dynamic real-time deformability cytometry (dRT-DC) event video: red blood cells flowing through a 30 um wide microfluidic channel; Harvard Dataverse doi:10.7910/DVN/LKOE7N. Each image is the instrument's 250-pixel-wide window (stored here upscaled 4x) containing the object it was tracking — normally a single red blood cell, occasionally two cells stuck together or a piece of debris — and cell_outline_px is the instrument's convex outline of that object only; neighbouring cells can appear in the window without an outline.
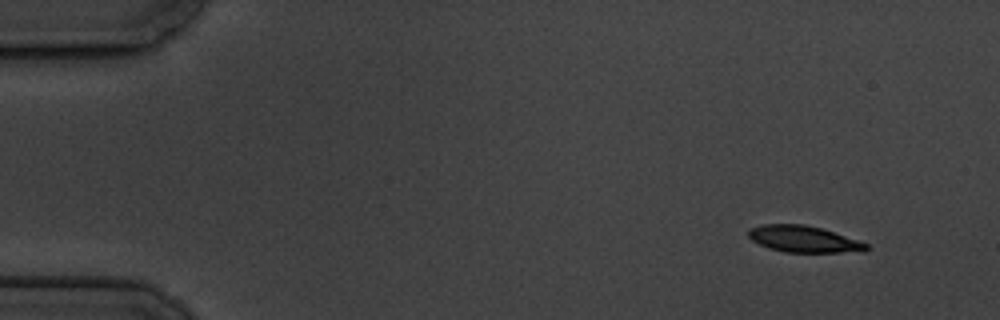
{"species": "common noctule bat (a hibernating species)", "species_latin": "Nyctalus noctula", "temperature_condition": "cold", "stored_images_in_passage": 4, "camera_frame_rate_fps": 3000, "um_per_image_px": 0.085, "animal": {"sex": "male", "body_mass_g": 19.5, "forearm_length_mm": 54.6}, "frame": {"image": 1, "passage_image": 1, "time_ms": 0.0, "image_size_px": [1000, 320], "cell_outline_px": [[872, 248], [864, 252], [784, 252], [768, 248], [752, 240], [748, 236], [748, 232], [752, 228], [760, 224], [804, 224], [820, 228], [868, 244]], "centroid_in_image_um": [68.32, 20.33], "position_along_channel_um": 16.7, "area_um2": 18.09}}
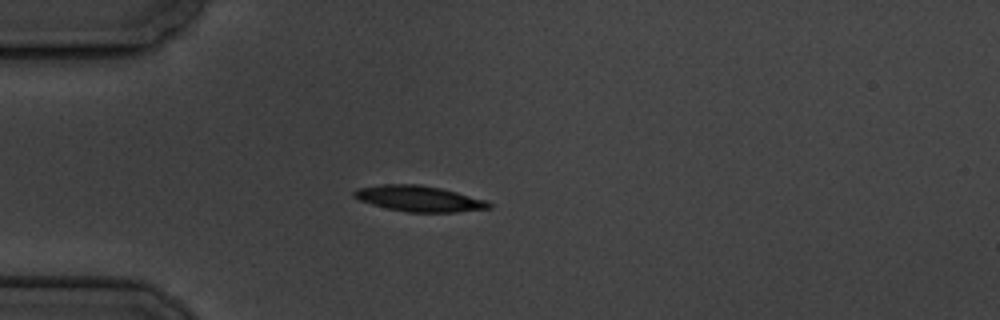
{"frame": {"image": 2, "passage_image": 4, "time_ms": 3.667, "image_size_px": [1000, 320], "cell_outline_px": [[492, 208], [456, 212], [408, 212], [388, 208], [372, 204], [360, 200], [352, 196], [352, 192], [356, 188], [380, 184], [420, 184], [440, 188], [488, 200], [492, 204]], "centroid_in_image_um": [35.62, 16.87], "position_along_channel_um": 49.4, "area_um2": 20.35}}